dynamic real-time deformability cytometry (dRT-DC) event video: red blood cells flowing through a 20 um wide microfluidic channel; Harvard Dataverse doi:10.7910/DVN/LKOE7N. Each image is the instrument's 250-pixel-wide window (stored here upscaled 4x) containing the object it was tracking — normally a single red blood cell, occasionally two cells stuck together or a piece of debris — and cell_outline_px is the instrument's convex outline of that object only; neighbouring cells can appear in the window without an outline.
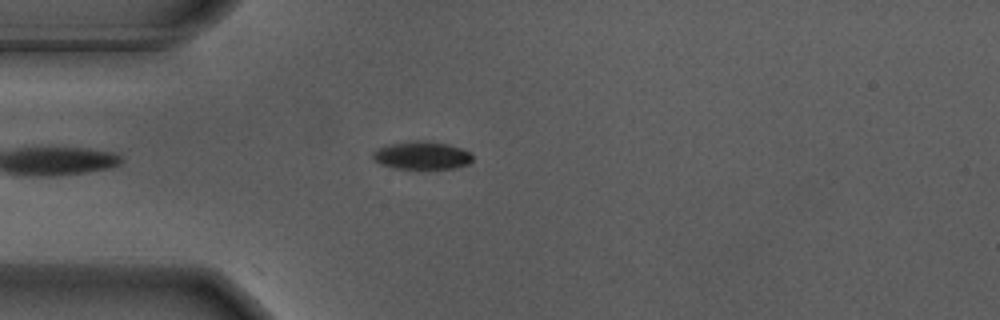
{"species": "Egyptian fruit bat (a non-hibernating species)", "species_latin": "Rousettus aegyptiacus", "temperature_condition": "warm", "stored_images_in_passage": 47, "camera_frame_rate_fps": 3000, "um_per_image_px": 0.085, "animal": {"sex": "male"}, "frame": {"image": 1, "passage_image": 6, "time_ms": 1.667, "image_size_px": [1000, 320], "cell_outline_px": [[472, 160], [468, 164], [456, 168], [396, 168], [380, 164], [372, 160], [372, 152], [376, 148], [388, 144], [412, 140], [428, 140], [448, 144], [464, 148], [472, 156]], "centroid_in_image_um": [35.82, 13.19], "position_along_channel_um": 49.2, "area_um2": 16.47}}
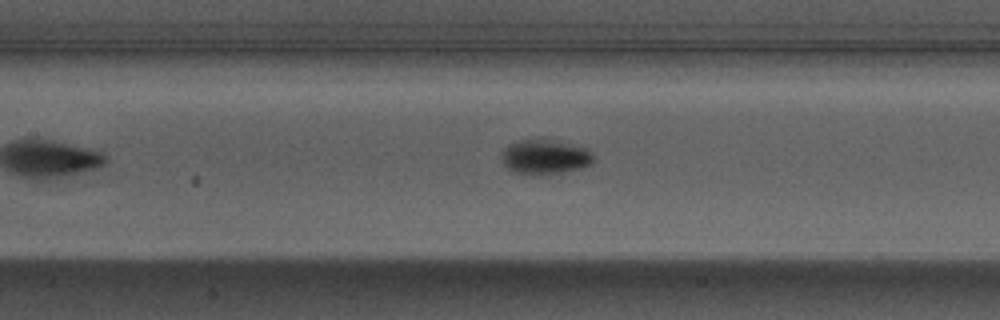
{"frame": {"image": 2, "passage_image": 16, "time_ms": 5.0, "image_size_px": [1000, 320], "cell_outline_px": [[596, 160], [592, 164], [580, 168], [564, 172], [540, 176], [524, 176], [512, 172], [500, 160], [500, 152], [508, 144], [520, 140], [540, 140], [584, 148], [592, 152]], "centroid_in_image_um": [46.24, 13.41], "position_along_channel_um": 161.2, "area_um2": 18.67}}
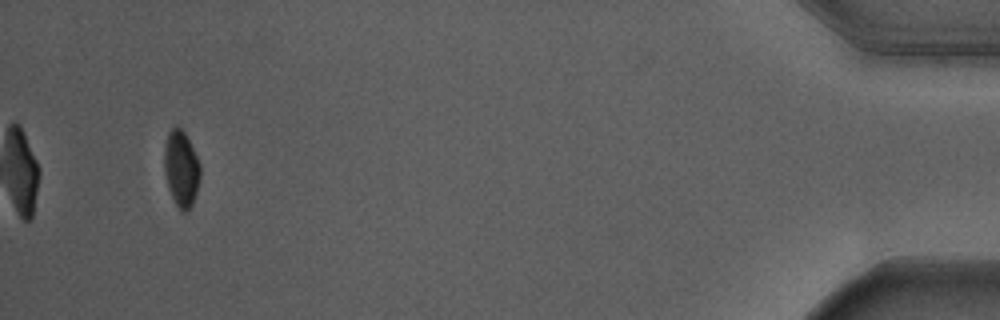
{"frame": {"image": 3, "passage_image": 44, "time_ms": 14.333, "image_size_px": [1000, 320], "cell_outline_px": [[200, 176], [196, 192], [192, 204], [188, 212], [180, 212], [168, 188], [164, 172], [164, 148], [168, 132], [176, 124], [184, 132], [200, 164]], "centroid_in_image_um": [15.38, 14.35], "position_along_channel_um": 419.8, "area_um2": 15.9}, "authors_computed_cell_mechanics": {"area_um2": 16.9354, "velocity_mm_per_s": 3.671, "shape_relaxation_time_tau1_ms": 2.2285, "shape_relaxation_time_tau2_ms": null, "deformation_change_tau1": 0.1404, "deformation_change_tau2": null}}